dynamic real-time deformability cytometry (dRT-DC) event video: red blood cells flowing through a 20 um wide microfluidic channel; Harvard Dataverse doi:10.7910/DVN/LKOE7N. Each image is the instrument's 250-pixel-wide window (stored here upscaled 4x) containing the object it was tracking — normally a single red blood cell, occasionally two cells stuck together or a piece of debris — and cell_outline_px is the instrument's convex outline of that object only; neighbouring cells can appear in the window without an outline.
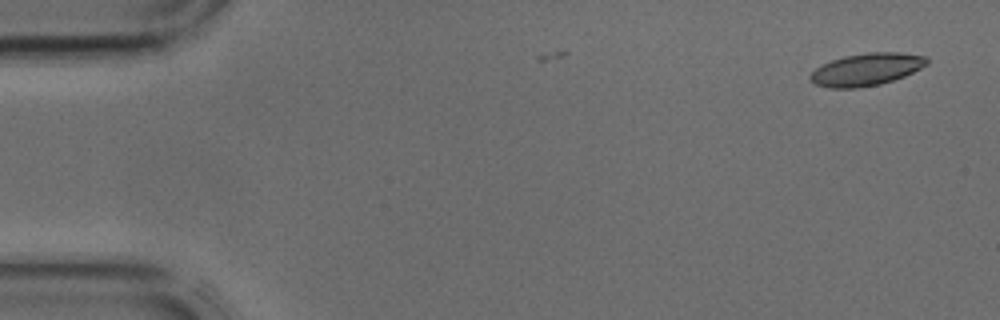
{"species": "common noctule bat (a hibernating species)", "species_latin": "Nyctalus noctula", "temperature_condition": "cold", "stored_images_in_passage": 5, "camera_frame_rate_fps": 3000, "um_per_image_px": 0.085, "animal": {"sex": "male", "body_mass_g": 17.9, "forearm_length_mm": 54.2}, "frame": {"image": 1, "passage_image": 1, "time_ms": 0.0, "image_size_px": [1000, 320], "cell_outline_px": [[928, 64], [904, 76], [880, 84], [856, 88], [828, 88], [816, 84], [808, 76], [816, 68], [832, 60], [844, 56], [868, 52], [900, 52], [928, 56]], "centroid_in_image_um": [73.67, 5.89], "position_along_channel_um": 11.3, "area_um2": 21.91}}